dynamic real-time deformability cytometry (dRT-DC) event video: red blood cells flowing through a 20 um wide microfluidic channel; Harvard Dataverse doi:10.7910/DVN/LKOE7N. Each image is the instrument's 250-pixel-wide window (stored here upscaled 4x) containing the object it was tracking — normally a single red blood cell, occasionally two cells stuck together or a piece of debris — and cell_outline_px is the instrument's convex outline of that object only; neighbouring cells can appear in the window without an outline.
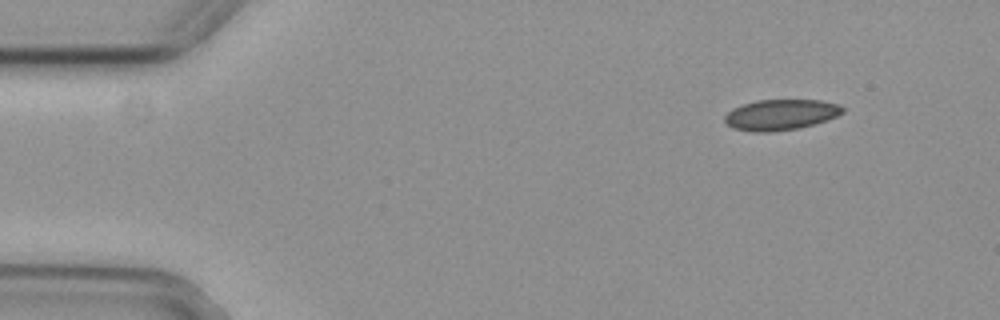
{"species": "common noctule bat (a hibernating species)", "species_latin": "Nyctalus noctula", "temperature_condition": "cold", "stored_images_in_passage": 4, "camera_frame_rate_fps": 3000, "um_per_image_px": 0.085, "animal": {"sex": "female", "body_mass_g": 29.2, "forearm_length_mm": 56.3}, "frame": {"image": 1, "passage_image": 1, "time_ms": 0.0, "image_size_px": [1000, 320], "cell_outline_px": [[844, 112], [828, 120], [796, 128], [776, 132], [752, 132], [732, 128], [724, 120], [724, 116], [732, 108], [756, 100], [820, 100], [840, 104], [844, 108]], "centroid_in_image_um": [66.35, 9.75], "position_along_channel_um": 18.6, "area_um2": 21.15}}
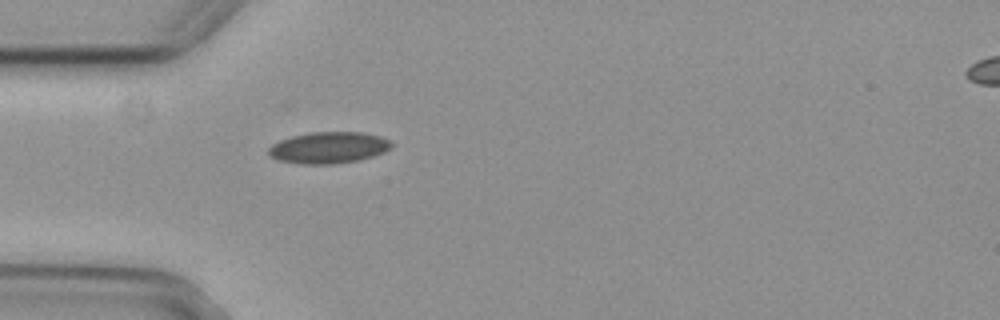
{"frame": {"image": 2, "passage_image": 4, "time_ms": 1.0, "image_size_px": [1000, 320], "cell_outline_px": [[392, 148], [384, 152], [360, 160], [332, 164], [304, 164], [280, 160], [272, 156], [268, 152], [268, 148], [272, 144], [280, 140], [292, 136], [308, 132], [364, 132], [380, 136], [392, 140]], "centroid_in_image_um": [27.98, 12.54], "position_along_channel_um": 57.0, "area_um2": 22.6}}